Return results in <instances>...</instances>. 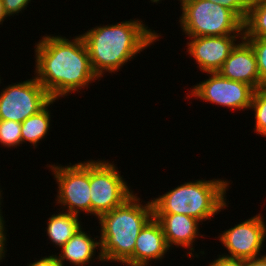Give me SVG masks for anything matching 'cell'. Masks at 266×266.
Here are the masks:
<instances>
[{"label": "cell", "instance_id": "1", "mask_svg": "<svg viewBox=\"0 0 266 266\" xmlns=\"http://www.w3.org/2000/svg\"><path fill=\"white\" fill-rule=\"evenodd\" d=\"M35 78L52 100L88 88L98 80L81 35L72 40L60 35H45L35 44Z\"/></svg>", "mask_w": 266, "mask_h": 266}, {"label": "cell", "instance_id": "2", "mask_svg": "<svg viewBox=\"0 0 266 266\" xmlns=\"http://www.w3.org/2000/svg\"><path fill=\"white\" fill-rule=\"evenodd\" d=\"M139 19L92 27L81 34L87 46L90 64L98 78L106 72H118L136 55L159 41L160 33L148 29Z\"/></svg>", "mask_w": 266, "mask_h": 266}, {"label": "cell", "instance_id": "3", "mask_svg": "<svg viewBox=\"0 0 266 266\" xmlns=\"http://www.w3.org/2000/svg\"><path fill=\"white\" fill-rule=\"evenodd\" d=\"M141 203L142 199L134 194L124 204L98 218L100 254L104 262L122 265L133 255L136 238L154 216L152 201Z\"/></svg>", "mask_w": 266, "mask_h": 266}, {"label": "cell", "instance_id": "4", "mask_svg": "<svg viewBox=\"0 0 266 266\" xmlns=\"http://www.w3.org/2000/svg\"><path fill=\"white\" fill-rule=\"evenodd\" d=\"M230 182L227 179H199L185 182L161 196L150 199L153 214H184L201 223L226 209Z\"/></svg>", "mask_w": 266, "mask_h": 266}, {"label": "cell", "instance_id": "5", "mask_svg": "<svg viewBox=\"0 0 266 266\" xmlns=\"http://www.w3.org/2000/svg\"><path fill=\"white\" fill-rule=\"evenodd\" d=\"M180 6L185 37L243 35V21L226 7L209 0H184Z\"/></svg>", "mask_w": 266, "mask_h": 266}, {"label": "cell", "instance_id": "6", "mask_svg": "<svg viewBox=\"0 0 266 266\" xmlns=\"http://www.w3.org/2000/svg\"><path fill=\"white\" fill-rule=\"evenodd\" d=\"M133 192L113 162L90 159L91 215L98 219L124 204Z\"/></svg>", "mask_w": 266, "mask_h": 266}, {"label": "cell", "instance_id": "7", "mask_svg": "<svg viewBox=\"0 0 266 266\" xmlns=\"http://www.w3.org/2000/svg\"><path fill=\"white\" fill-rule=\"evenodd\" d=\"M69 164L48 165L58 185L56 203L62 206V211L91 215L90 160Z\"/></svg>", "mask_w": 266, "mask_h": 266}, {"label": "cell", "instance_id": "8", "mask_svg": "<svg viewBox=\"0 0 266 266\" xmlns=\"http://www.w3.org/2000/svg\"><path fill=\"white\" fill-rule=\"evenodd\" d=\"M52 99L44 87L32 78L12 83L0 92V119L22 123L37 114Z\"/></svg>", "mask_w": 266, "mask_h": 266}, {"label": "cell", "instance_id": "9", "mask_svg": "<svg viewBox=\"0 0 266 266\" xmlns=\"http://www.w3.org/2000/svg\"><path fill=\"white\" fill-rule=\"evenodd\" d=\"M208 79L194 85L187 98L221 105L231 110H250L255 89L243 82L222 77L218 72L207 73Z\"/></svg>", "mask_w": 266, "mask_h": 266}, {"label": "cell", "instance_id": "10", "mask_svg": "<svg viewBox=\"0 0 266 266\" xmlns=\"http://www.w3.org/2000/svg\"><path fill=\"white\" fill-rule=\"evenodd\" d=\"M263 217L260 213L256 214L254 217L251 216L250 219L222 231L217 238L229 253L222 255L243 260L262 256L260 252L266 240V223Z\"/></svg>", "mask_w": 266, "mask_h": 266}, {"label": "cell", "instance_id": "11", "mask_svg": "<svg viewBox=\"0 0 266 266\" xmlns=\"http://www.w3.org/2000/svg\"><path fill=\"white\" fill-rule=\"evenodd\" d=\"M243 35L187 37V51L202 73L218 72Z\"/></svg>", "mask_w": 266, "mask_h": 266}, {"label": "cell", "instance_id": "12", "mask_svg": "<svg viewBox=\"0 0 266 266\" xmlns=\"http://www.w3.org/2000/svg\"><path fill=\"white\" fill-rule=\"evenodd\" d=\"M218 73L224 78L246 83L255 90L261 87L255 52L244 37L237 42Z\"/></svg>", "mask_w": 266, "mask_h": 266}, {"label": "cell", "instance_id": "13", "mask_svg": "<svg viewBox=\"0 0 266 266\" xmlns=\"http://www.w3.org/2000/svg\"><path fill=\"white\" fill-rule=\"evenodd\" d=\"M168 250L163 228L153 216L141 229L135 241L133 255L123 264L125 266H149L150 261L165 258Z\"/></svg>", "mask_w": 266, "mask_h": 266}, {"label": "cell", "instance_id": "14", "mask_svg": "<svg viewBox=\"0 0 266 266\" xmlns=\"http://www.w3.org/2000/svg\"><path fill=\"white\" fill-rule=\"evenodd\" d=\"M153 215L163 228L164 236L169 248H173L174 246L172 245H175V247L180 246L182 248H188L187 256L190 258L195 257V248L193 246L195 245V239L204 236L201 235L199 231L200 221L184 214Z\"/></svg>", "mask_w": 266, "mask_h": 266}, {"label": "cell", "instance_id": "15", "mask_svg": "<svg viewBox=\"0 0 266 266\" xmlns=\"http://www.w3.org/2000/svg\"><path fill=\"white\" fill-rule=\"evenodd\" d=\"M96 236L94 239L86 231L81 228L78 230L61 248L60 252L56 254L58 262L64 266L65 261H68L73 266H86L93 260H99L102 263L103 258L98 252L97 258L95 256L96 249L100 250V239ZM96 240V241H95Z\"/></svg>", "mask_w": 266, "mask_h": 266}, {"label": "cell", "instance_id": "16", "mask_svg": "<svg viewBox=\"0 0 266 266\" xmlns=\"http://www.w3.org/2000/svg\"><path fill=\"white\" fill-rule=\"evenodd\" d=\"M79 216L61 211L53 214L46 222L48 239L54 246L61 248L78 230L83 227ZM82 225V226H81Z\"/></svg>", "mask_w": 266, "mask_h": 266}, {"label": "cell", "instance_id": "17", "mask_svg": "<svg viewBox=\"0 0 266 266\" xmlns=\"http://www.w3.org/2000/svg\"><path fill=\"white\" fill-rule=\"evenodd\" d=\"M56 100H51L42 110L37 114L28 117L21 123V138L22 144L29 142L37 148V144L45 138V136L50 131L51 126V113L50 105H52Z\"/></svg>", "mask_w": 266, "mask_h": 266}, {"label": "cell", "instance_id": "18", "mask_svg": "<svg viewBox=\"0 0 266 266\" xmlns=\"http://www.w3.org/2000/svg\"><path fill=\"white\" fill-rule=\"evenodd\" d=\"M243 36L266 38V0H255L243 22Z\"/></svg>", "mask_w": 266, "mask_h": 266}, {"label": "cell", "instance_id": "19", "mask_svg": "<svg viewBox=\"0 0 266 266\" xmlns=\"http://www.w3.org/2000/svg\"><path fill=\"white\" fill-rule=\"evenodd\" d=\"M250 109L255 114V133L266 137V86L255 90Z\"/></svg>", "mask_w": 266, "mask_h": 266}, {"label": "cell", "instance_id": "20", "mask_svg": "<svg viewBox=\"0 0 266 266\" xmlns=\"http://www.w3.org/2000/svg\"><path fill=\"white\" fill-rule=\"evenodd\" d=\"M0 144L7 148H17L22 144L20 122L0 119Z\"/></svg>", "mask_w": 266, "mask_h": 266}, {"label": "cell", "instance_id": "21", "mask_svg": "<svg viewBox=\"0 0 266 266\" xmlns=\"http://www.w3.org/2000/svg\"><path fill=\"white\" fill-rule=\"evenodd\" d=\"M252 46L256 58L257 68L261 79V87L266 86V38L244 37Z\"/></svg>", "mask_w": 266, "mask_h": 266}, {"label": "cell", "instance_id": "22", "mask_svg": "<svg viewBox=\"0 0 266 266\" xmlns=\"http://www.w3.org/2000/svg\"><path fill=\"white\" fill-rule=\"evenodd\" d=\"M233 11L243 22L255 0H209Z\"/></svg>", "mask_w": 266, "mask_h": 266}, {"label": "cell", "instance_id": "23", "mask_svg": "<svg viewBox=\"0 0 266 266\" xmlns=\"http://www.w3.org/2000/svg\"><path fill=\"white\" fill-rule=\"evenodd\" d=\"M5 13L8 17H11L18 13H22L25 9H27V5L30 3L31 0H2Z\"/></svg>", "mask_w": 266, "mask_h": 266}, {"label": "cell", "instance_id": "24", "mask_svg": "<svg viewBox=\"0 0 266 266\" xmlns=\"http://www.w3.org/2000/svg\"><path fill=\"white\" fill-rule=\"evenodd\" d=\"M208 266H244V260L219 255V257L212 260Z\"/></svg>", "mask_w": 266, "mask_h": 266}, {"label": "cell", "instance_id": "25", "mask_svg": "<svg viewBox=\"0 0 266 266\" xmlns=\"http://www.w3.org/2000/svg\"><path fill=\"white\" fill-rule=\"evenodd\" d=\"M5 220L4 217L2 215V210H0V262H3V259L6 257V242H7V238H6V227H5Z\"/></svg>", "mask_w": 266, "mask_h": 266}, {"label": "cell", "instance_id": "26", "mask_svg": "<svg viewBox=\"0 0 266 266\" xmlns=\"http://www.w3.org/2000/svg\"><path fill=\"white\" fill-rule=\"evenodd\" d=\"M28 266H62L56 257L55 254L50 256L41 257L39 260L37 259L35 262L28 264Z\"/></svg>", "mask_w": 266, "mask_h": 266}, {"label": "cell", "instance_id": "27", "mask_svg": "<svg viewBox=\"0 0 266 266\" xmlns=\"http://www.w3.org/2000/svg\"><path fill=\"white\" fill-rule=\"evenodd\" d=\"M244 266H266V254L244 260Z\"/></svg>", "mask_w": 266, "mask_h": 266}, {"label": "cell", "instance_id": "28", "mask_svg": "<svg viewBox=\"0 0 266 266\" xmlns=\"http://www.w3.org/2000/svg\"><path fill=\"white\" fill-rule=\"evenodd\" d=\"M7 14L5 13L4 6L2 0H0V25L3 24L5 19L7 18Z\"/></svg>", "mask_w": 266, "mask_h": 266}, {"label": "cell", "instance_id": "29", "mask_svg": "<svg viewBox=\"0 0 266 266\" xmlns=\"http://www.w3.org/2000/svg\"><path fill=\"white\" fill-rule=\"evenodd\" d=\"M150 1L154 4V3H160L159 1H162V0H150ZM178 1H180V3H181L184 0H178Z\"/></svg>", "mask_w": 266, "mask_h": 266}, {"label": "cell", "instance_id": "30", "mask_svg": "<svg viewBox=\"0 0 266 266\" xmlns=\"http://www.w3.org/2000/svg\"><path fill=\"white\" fill-rule=\"evenodd\" d=\"M0 188H1V187H0ZM1 192H2V191H1V189H0V210L2 209V208H1V204H2L1 200H2V194H3V193H1Z\"/></svg>", "mask_w": 266, "mask_h": 266}]
</instances>
